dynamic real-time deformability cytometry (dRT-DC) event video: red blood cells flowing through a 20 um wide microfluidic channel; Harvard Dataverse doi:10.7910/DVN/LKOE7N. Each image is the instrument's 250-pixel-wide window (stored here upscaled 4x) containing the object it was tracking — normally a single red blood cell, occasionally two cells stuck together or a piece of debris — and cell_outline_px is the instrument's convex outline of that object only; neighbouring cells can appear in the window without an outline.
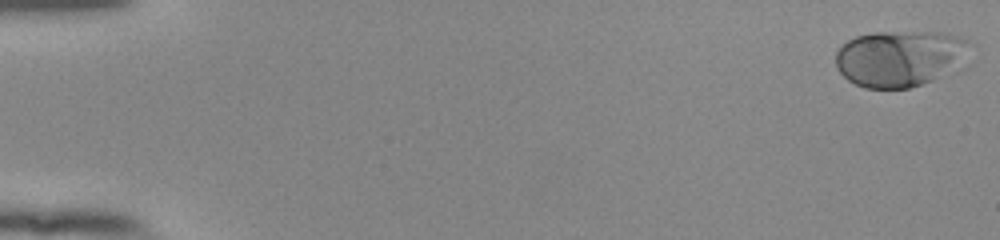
{"species": "human", "species_latin": "Homo sapiens", "temperature_condition": "room temperature", "stored_images_in_passage": 52, "camera_frame_rate_fps": 3000, "um_per_image_px": 0.085, "donor": {"sex": "female"}, "frame": {"image": 1, "passage_image": 1, "time_ms": 0.0, "image_size_px": [1000, 240], "cell_outline_px": [[968, 68], [960, 72], [908, 88], [864, 88], [848, 80], [836, 68], [836, 52], [848, 40], [856, 36], [872, 32], [944, 32], [960, 36], [968, 40]], "centroid_in_image_um": [76.63, 4.97], "position_along_channel_um": 8.4, "area_um2": 45.32}}
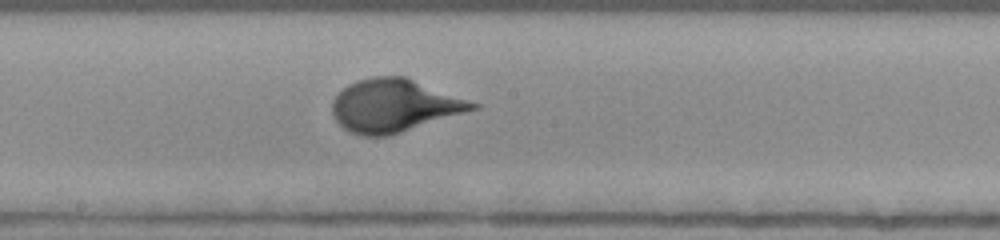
{"frame": {"image": 2, "passage_image": 30, "time_ms": 9.667, "image_size_px": [1000, 240], "cell_outline_px": [[480, 108], [388, 136], [360, 136], [348, 132], [336, 120], [332, 112], [332, 100], [348, 84], [356, 80], [372, 76], [404, 76], [480, 104]], "centroid_in_image_um": [33.49, 8.98], "position_along_channel_um": 214.7, "area_um2": 43.12}}
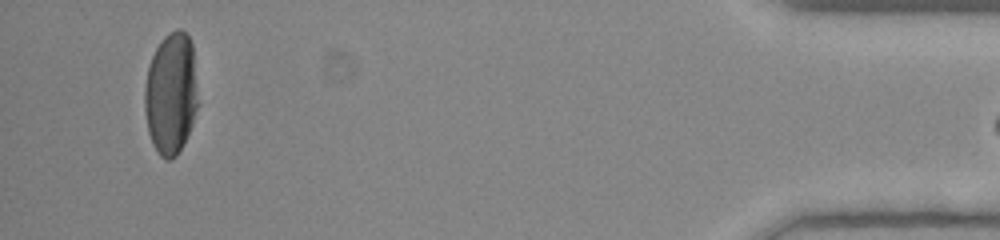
{"frame": {"image": 3, "passage_image": 51, "time_ms": 16.667, "image_size_px": [1000, 240], "cell_outline_px": [[196, 108], [192, 124], [176, 156], [168, 160], [164, 160], [160, 156], [152, 144], [148, 132], [144, 108], [144, 88], [148, 68], [152, 56], [160, 40], [168, 32], [176, 28], [180, 28], [188, 36], [192, 44], [196, 100]], "centroid_in_image_um": [14.48, 7.95], "position_along_channel_um": 420.7, "area_um2": 37.45}}